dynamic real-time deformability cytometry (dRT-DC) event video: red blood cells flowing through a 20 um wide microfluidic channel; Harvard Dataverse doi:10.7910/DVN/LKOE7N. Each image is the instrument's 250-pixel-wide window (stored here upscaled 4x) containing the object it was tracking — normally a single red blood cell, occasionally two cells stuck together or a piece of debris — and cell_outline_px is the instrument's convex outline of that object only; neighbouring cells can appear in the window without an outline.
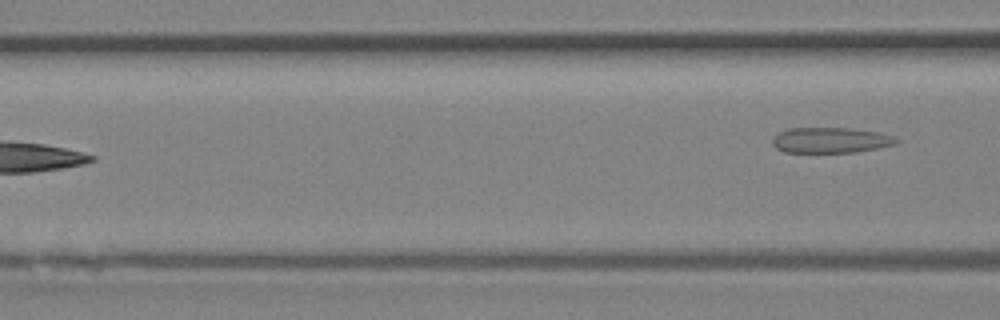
{"species": "Egyptian fruit bat (a non-hibernating species)", "species_latin": "Rousettus aegyptiacus", "temperature_condition": "room temperature", "stored_images_in_passage": 4, "camera_frame_rate_fps": 3000, "um_per_image_px": 0.085, "animal": {"sex": "female"}, "frame": {"image": 1, "passage_image": 4, "time_ms": 1.0, "image_size_px": [1000, 320], "cell_outline_px": [[900, 140], [896, 144], [856, 152], [784, 152], [776, 148], [772, 144], [772, 140], [780, 132], [788, 128], [852, 128], [880, 132], [892, 136]], "centroid_in_image_um": [70.62, 11.91], "position_along_channel_um": 96.0, "area_um2": 18.38}}